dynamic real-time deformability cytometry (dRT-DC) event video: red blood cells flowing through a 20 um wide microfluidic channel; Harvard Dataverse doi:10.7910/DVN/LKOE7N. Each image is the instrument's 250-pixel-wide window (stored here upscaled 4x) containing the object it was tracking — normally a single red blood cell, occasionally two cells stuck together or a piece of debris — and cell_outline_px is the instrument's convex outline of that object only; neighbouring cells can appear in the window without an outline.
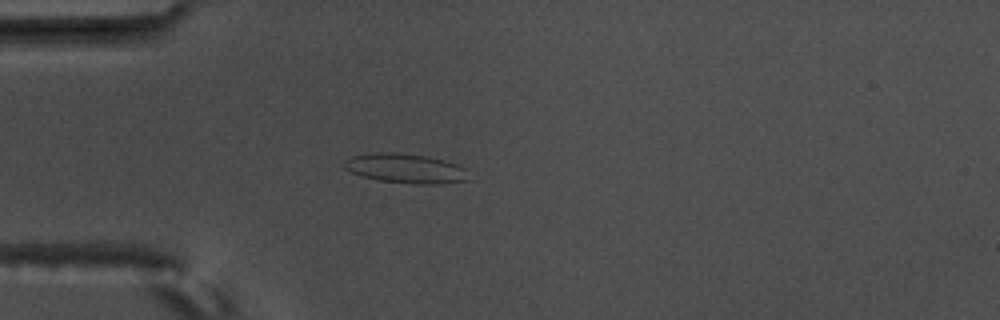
{"species": "common noctule bat (a hibernating species)", "species_latin": "Nyctalus noctula", "temperature_condition": "warm", "stored_images_in_passage": 5, "camera_frame_rate_fps": 3000, "um_per_image_px": 0.085, "animal": {"sex": "male", "body_mass_g": 17.5, "forearm_length_mm": 52.3}, "frame": {"image": 1, "passage_image": 4, "time_ms": 1.0, "image_size_px": [1000, 320], "cell_outline_px": [[468, 180], [440, 184], [416, 184], [380, 180], [364, 176], [352, 172], [344, 168], [344, 160], [352, 156], [376, 152], [396, 152], [428, 156], [444, 160], [456, 164], [464, 168]], "centroid_in_image_um": [34.46, 14.3], "position_along_channel_um": 50.5, "area_um2": 21.21}}